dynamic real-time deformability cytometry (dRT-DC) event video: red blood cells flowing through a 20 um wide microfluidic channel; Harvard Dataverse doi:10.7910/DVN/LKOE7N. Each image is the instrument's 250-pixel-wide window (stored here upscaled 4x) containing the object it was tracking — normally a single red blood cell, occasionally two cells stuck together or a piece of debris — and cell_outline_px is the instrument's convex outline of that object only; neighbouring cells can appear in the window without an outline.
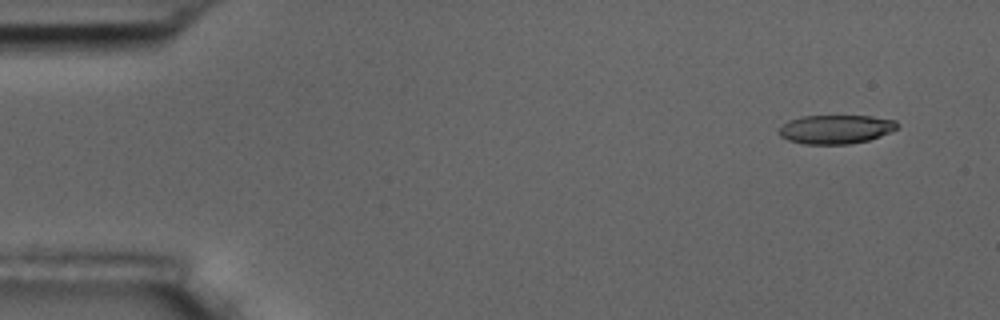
{"species": "common noctule bat (a hibernating species)", "species_latin": "Nyctalus noctula", "temperature_condition": "room temperature", "stored_images_in_passage": 7, "camera_frame_rate_fps": 3000, "um_per_image_px": 0.085, "animal": {"sex": "male", "body_mass_g": 17.5, "forearm_length_mm": 52.3}, "frame": {"image": 1, "passage_image": 1, "time_ms": 0.0, "image_size_px": [1000, 320], "cell_outline_px": [[896, 128], [880, 136], [868, 140], [848, 144], [804, 144], [788, 140], [780, 136], [780, 128], [788, 120], [800, 116], [872, 116], [896, 120]], "centroid_in_image_um": [71.01, 10.98], "position_along_channel_um": 14.0, "area_um2": 19.71}}
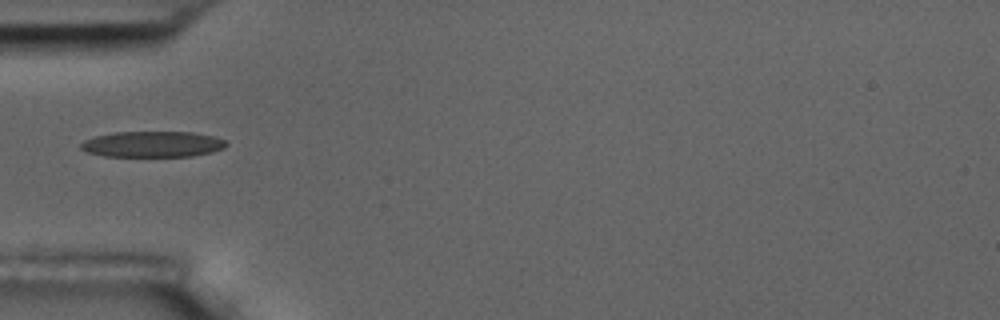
{"frame": {"image": 2, "passage_image": 5, "time_ms": 4.667, "image_size_px": [1000, 320], "cell_outline_px": [[228, 144], [224, 148], [212, 152], [192, 156], [104, 156], [88, 152], [80, 148], [80, 144], [84, 140], [96, 136], [116, 132], [192, 132], [216, 136], [224, 140]], "centroid_in_image_um": [13.0, 12.25], "position_along_channel_um": 72.0, "area_um2": 21.91}}